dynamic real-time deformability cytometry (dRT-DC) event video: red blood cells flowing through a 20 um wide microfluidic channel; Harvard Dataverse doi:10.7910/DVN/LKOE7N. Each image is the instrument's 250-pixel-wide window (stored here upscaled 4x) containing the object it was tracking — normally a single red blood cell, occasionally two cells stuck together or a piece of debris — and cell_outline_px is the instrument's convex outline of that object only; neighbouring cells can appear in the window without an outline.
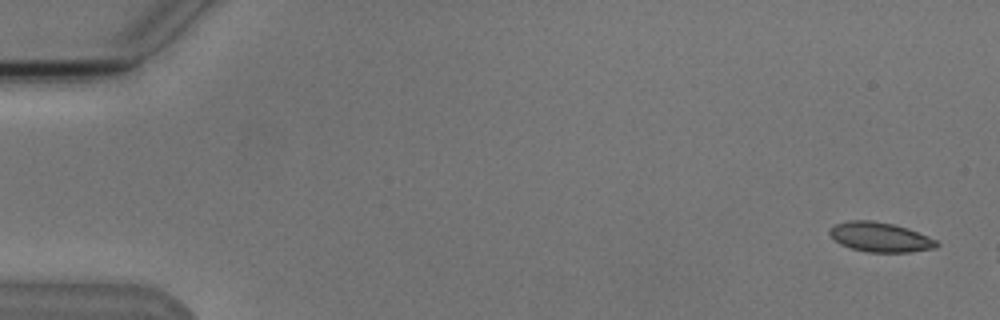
{"species": "Egyptian fruit bat (a non-hibernating species)", "species_latin": "Rousettus aegyptiacus", "temperature_condition": "cold", "stored_images_in_passage": 4, "camera_frame_rate_fps": 3000, "um_per_image_px": 0.085, "animal": {"sex": "male"}, "frame": {"image": 1, "passage_image": 1, "time_ms": 0.0, "image_size_px": [1000, 320], "cell_outline_px": [[940, 244], [936, 248], [908, 252], [868, 252], [852, 248], [840, 244], [828, 232], [828, 228], [836, 224], [848, 220], [872, 220], [892, 224], [908, 228], [928, 236], [936, 240]], "centroid_in_image_um": [74.82, 20.15], "position_along_channel_um": 10.2, "area_um2": 18.44}}